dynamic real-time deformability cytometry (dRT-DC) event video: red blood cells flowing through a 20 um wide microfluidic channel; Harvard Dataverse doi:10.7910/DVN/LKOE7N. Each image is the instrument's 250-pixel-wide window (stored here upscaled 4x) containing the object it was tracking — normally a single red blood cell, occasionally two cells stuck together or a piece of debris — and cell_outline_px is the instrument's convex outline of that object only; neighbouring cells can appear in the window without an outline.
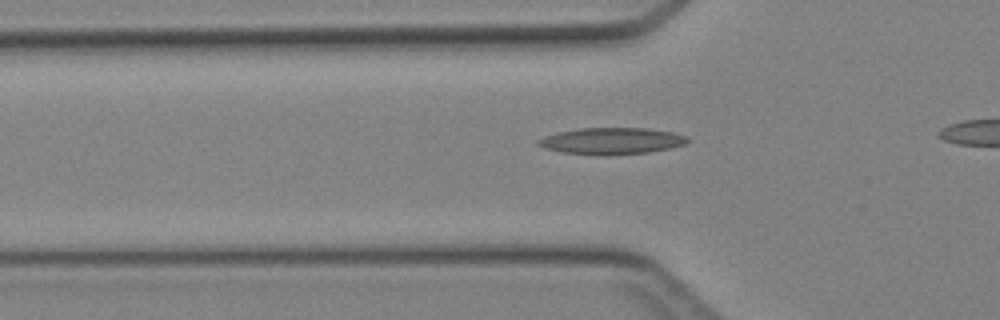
{"species": "Egyptian fruit bat (a non-hibernating species)", "species_latin": "Rousettus aegyptiacus", "temperature_condition": "cold", "stored_images_in_passage": 27, "camera_frame_rate_fps": 3000, "um_per_image_px": 0.085, "animal": {"sex": "female"}, "frame": {"image": 1, "passage_image": 5, "time_ms": 1.333, "image_size_px": [1000, 320], "cell_outline_px": [[688, 140], [684, 144], [668, 148], [648, 152], [604, 156], [600, 156], [564, 152], [544, 148], [536, 144], [536, 140], [544, 136], [556, 132], [576, 128], [648, 128], [672, 132], [688, 136]], "centroid_in_image_um": [51.93, 11.98], "position_along_channel_um": 73.9, "area_um2": 23.29}}
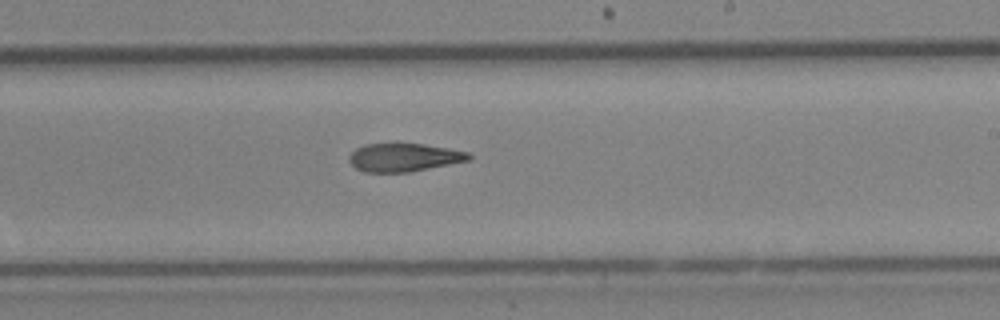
{"frame": {"image": 2, "passage_image": 17, "time_ms": 5.333, "image_size_px": [1000, 320], "cell_outline_px": [[472, 156], [468, 160], [408, 172], [364, 172], [356, 168], [348, 160], [348, 156], [356, 148], [364, 144], [424, 144], [448, 148], [468, 152]], "centroid_in_image_um": [34.29, 13.38], "position_along_channel_um": 254.7, "area_um2": 19.42}}
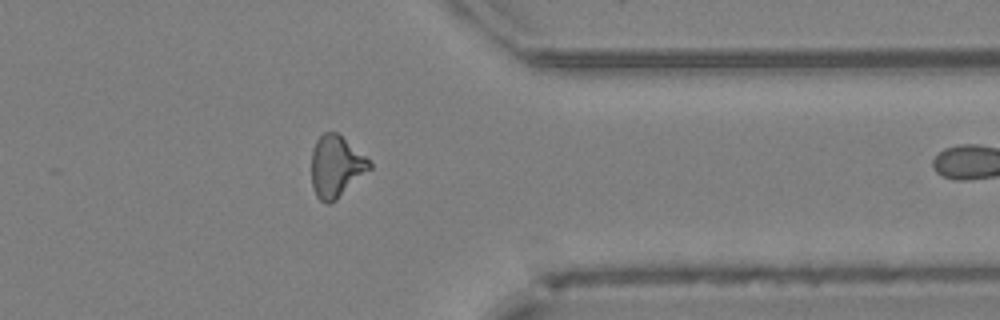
{"frame": {"image": 3, "passage_image": 26, "time_ms": 8.333, "image_size_px": [1000, 320], "cell_outline_px": [[372, 168], [336, 200], [328, 204], [320, 200], [316, 196], [312, 184], [312, 148], [316, 140], [324, 132], [336, 132], [364, 156], [372, 164]], "centroid_in_image_um": [28.55, 14.16], "position_along_channel_um": 382.9, "area_um2": 20.58}}